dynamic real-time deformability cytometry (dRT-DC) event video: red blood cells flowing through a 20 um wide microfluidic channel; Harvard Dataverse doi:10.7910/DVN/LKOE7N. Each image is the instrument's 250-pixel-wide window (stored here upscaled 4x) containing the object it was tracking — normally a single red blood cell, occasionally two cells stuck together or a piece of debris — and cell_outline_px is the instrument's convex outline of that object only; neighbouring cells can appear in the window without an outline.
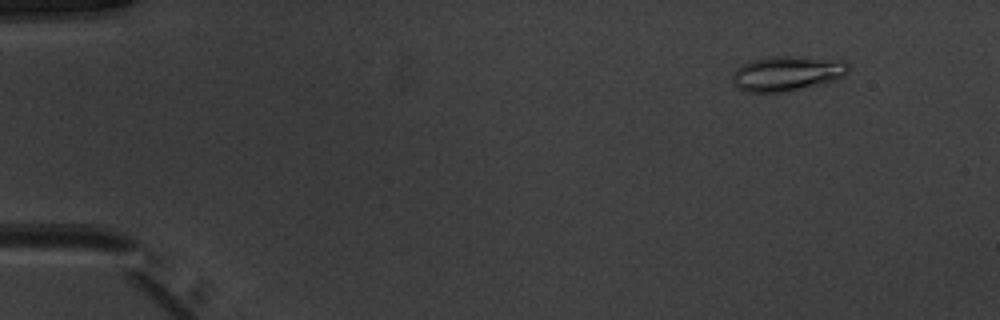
{"species": "common noctule bat (a hibernating species)", "species_latin": "Nyctalus noctula", "temperature_condition": "warm", "stored_images_in_passage": 18, "camera_frame_rate_fps": 3000, "um_per_image_px": 0.085, "animal": {"sex": "male", "body_mass_g": 20.1, "forearm_length_mm": 53.5}, "frame": {"image": 1, "passage_image": 6, "time_ms": 1.667, "image_size_px": [1000, 320], "cell_outline_px": [[848, 72], [844, 76], [824, 84], [788, 92], [744, 92], [732, 80], [732, 76], [736, 68], [752, 60], [768, 56], [788, 56], [844, 60], [848, 64]], "centroid_in_image_um": [66.92, 6.25], "position_along_channel_um": 18.1, "area_um2": 23.76}}
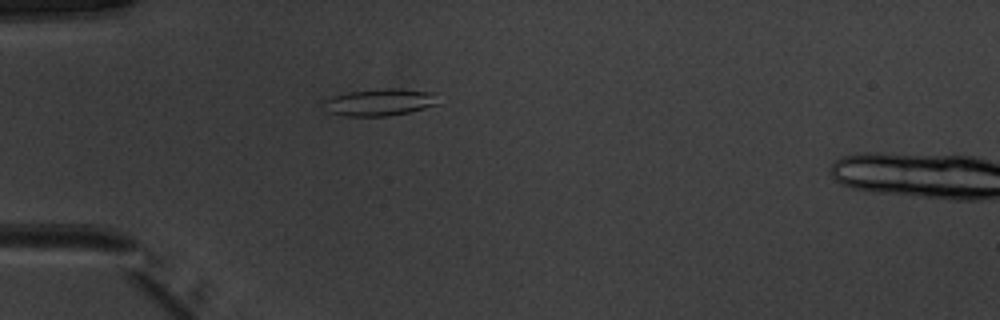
{"frame": {"image": 2, "passage_image": 16, "time_ms": 5.0, "image_size_px": [1000, 320], "cell_outline_px": [[440, 104], [408, 112], [388, 116], [348, 116], [328, 112], [324, 100], [332, 96], [348, 92], [388, 88], [400, 88], [436, 92]], "centroid_in_image_um": [32.36, 8.68], "position_along_channel_um": 52.6, "area_um2": 18.09}}